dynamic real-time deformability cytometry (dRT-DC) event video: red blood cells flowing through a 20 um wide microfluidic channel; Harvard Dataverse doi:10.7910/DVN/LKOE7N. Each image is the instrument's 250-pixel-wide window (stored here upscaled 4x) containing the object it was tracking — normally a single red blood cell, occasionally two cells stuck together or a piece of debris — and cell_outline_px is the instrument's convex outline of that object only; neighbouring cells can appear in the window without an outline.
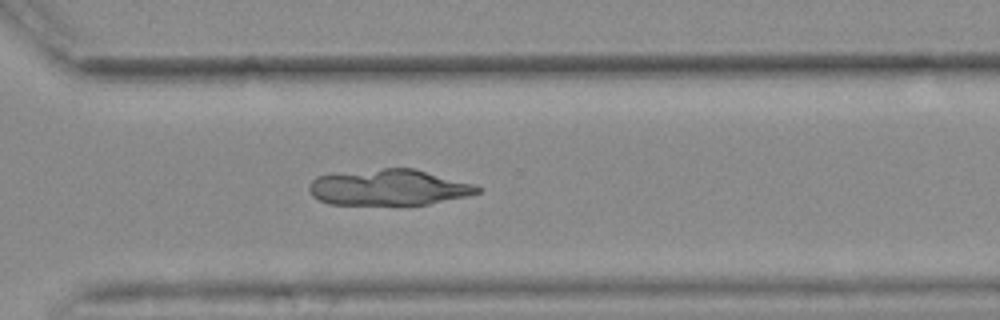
{"species": "common noctule bat (a hibernating species)", "species_latin": "Nyctalus noctula", "temperature_condition": "warm", "stored_images_in_passage": 46, "camera_frame_rate_fps": 3000, "um_per_image_px": 0.085, "animal": {"sex": "female", "body_mass_g": 25.1}, "frame": {"image": 1, "passage_image": 39, "time_ms": 12.667, "image_size_px": [1000, 320], "cell_outline_px": [[484, 188], [480, 192], [468, 196], [428, 204], [328, 204], [312, 196], [308, 188], [308, 184], [316, 176], [384, 168], [412, 168], [472, 184]], "centroid_in_image_um": [33.04, 15.94], "position_along_channel_um": 337.6, "area_um2": 34.85}}
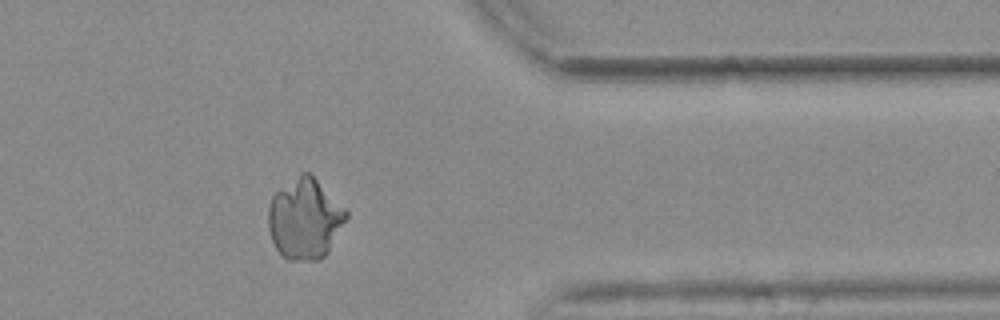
{"frame": {"image": 2, "passage_image": 44, "time_ms": 14.333, "image_size_px": [1000, 320], "cell_outline_px": [[348, 216], [328, 252], [320, 260], [288, 260], [276, 248], [272, 240], [268, 228], [268, 208], [272, 196], [280, 188], [304, 172], [308, 172], [348, 212]], "centroid_in_image_um": [25.89, 18.63], "position_along_channel_um": 385.5, "area_um2": 35.95}}